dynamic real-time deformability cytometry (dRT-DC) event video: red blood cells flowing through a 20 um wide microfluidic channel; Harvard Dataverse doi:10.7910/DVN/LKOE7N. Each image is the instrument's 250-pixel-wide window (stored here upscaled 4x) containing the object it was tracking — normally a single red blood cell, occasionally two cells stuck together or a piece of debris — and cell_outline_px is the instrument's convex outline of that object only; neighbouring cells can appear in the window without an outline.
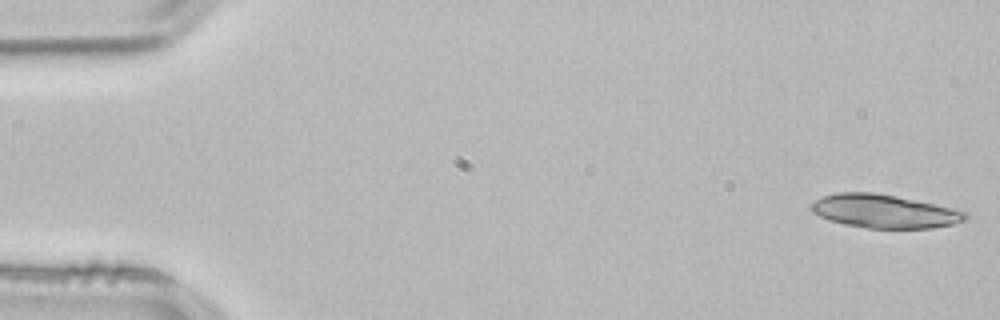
{"species": "common noctule bat (a hibernating species)", "species_latin": "Nyctalus noctula", "temperature_condition": "room temperature", "stored_images_in_passage": 53, "segment_of_instrument_passage": [1, 2], "camera_frame_rate_fps": 3000, "um_per_image_px": 0.085, "animal": {"sex": "male", "body_mass_g": 21.5, "forearm_length_mm": 52.0}, "frame": {"image": 1, "passage_image": 1, "time_ms": 0.0, "image_size_px": [1000, 320], "cell_outline_px": [[968, 216], [964, 220], [952, 224], [932, 228], [868, 228], [844, 224], [828, 220], [812, 212], [808, 208], [816, 200], [824, 196], [836, 192], [872, 192], [896, 196], [968, 212]], "centroid_in_image_um": [75.11, 17.96], "position_along_channel_um": 9.9, "area_um2": 29.77}}